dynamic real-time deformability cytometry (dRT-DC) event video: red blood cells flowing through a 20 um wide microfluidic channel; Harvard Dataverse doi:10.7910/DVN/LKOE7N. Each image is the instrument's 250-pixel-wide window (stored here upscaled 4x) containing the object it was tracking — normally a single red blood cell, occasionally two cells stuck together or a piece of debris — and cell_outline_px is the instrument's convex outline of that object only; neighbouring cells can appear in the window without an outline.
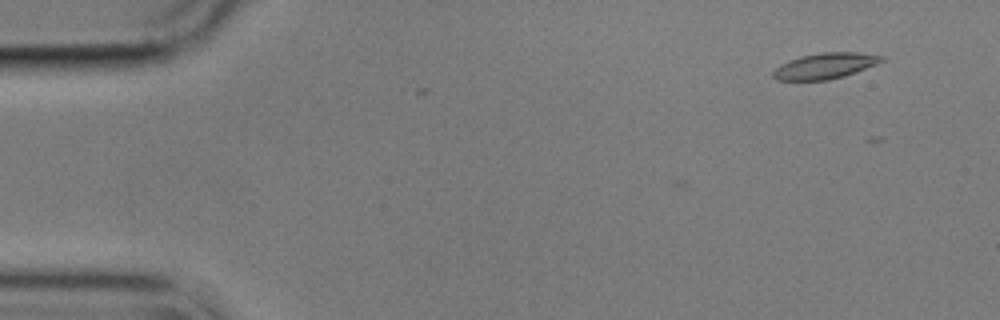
{"species": "common noctule bat (a hibernating species)", "species_latin": "Nyctalus noctula", "temperature_condition": "cold", "stored_images_in_passage": 3, "camera_frame_rate_fps": 3000, "um_per_image_px": 0.085, "animal": {"sex": "male", "body_mass_g": 17.9}, "frame": {"image": 1, "passage_image": 1, "time_ms": 0.0, "image_size_px": [1000, 320], "cell_outline_px": [[884, 60], [876, 64], [844, 76], [828, 80], [776, 80], [772, 76], [772, 72], [780, 64], [788, 60], [820, 52], [856, 52], [884, 56]], "centroid_in_image_um": [70.1, 5.6], "position_along_channel_um": 14.9, "area_um2": 16.18}}